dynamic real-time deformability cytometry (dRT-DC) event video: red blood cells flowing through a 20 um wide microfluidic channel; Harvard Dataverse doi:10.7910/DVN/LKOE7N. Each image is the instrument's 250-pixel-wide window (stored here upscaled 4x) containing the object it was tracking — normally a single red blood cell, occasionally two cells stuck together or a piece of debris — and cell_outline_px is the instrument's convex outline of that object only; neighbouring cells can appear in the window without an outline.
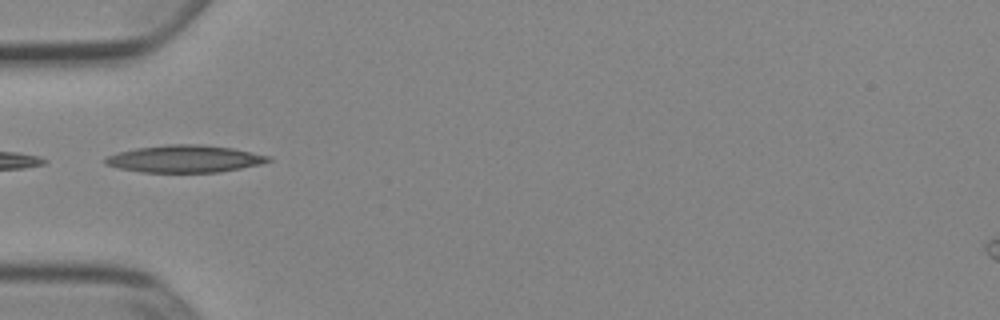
{"species": "Egyptian fruit bat (a non-hibernating species)", "species_latin": "Rousettus aegyptiacus", "temperature_condition": "cold", "stored_images_in_passage": 23, "camera_frame_rate_fps": 3000, "um_per_image_px": 0.085, "animal": {"sex": "female"}, "frame": {"image": 1, "passage_image": 1, "time_ms": 0.0, "image_size_px": [1000, 320], "cell_outline_px": [[272, 160], [260, 164], [220, 172], [140, 172], [120, 168], [104, 164], [104, 160], [108, 156], [120, 152], [136, 148], [168, 144], [200, 144], [232, 148], [268, 156]], "centroid_in_image_um": [15.68, 13.5], "position_along_channel_um": 69.3, "area_um2": 25.61}}